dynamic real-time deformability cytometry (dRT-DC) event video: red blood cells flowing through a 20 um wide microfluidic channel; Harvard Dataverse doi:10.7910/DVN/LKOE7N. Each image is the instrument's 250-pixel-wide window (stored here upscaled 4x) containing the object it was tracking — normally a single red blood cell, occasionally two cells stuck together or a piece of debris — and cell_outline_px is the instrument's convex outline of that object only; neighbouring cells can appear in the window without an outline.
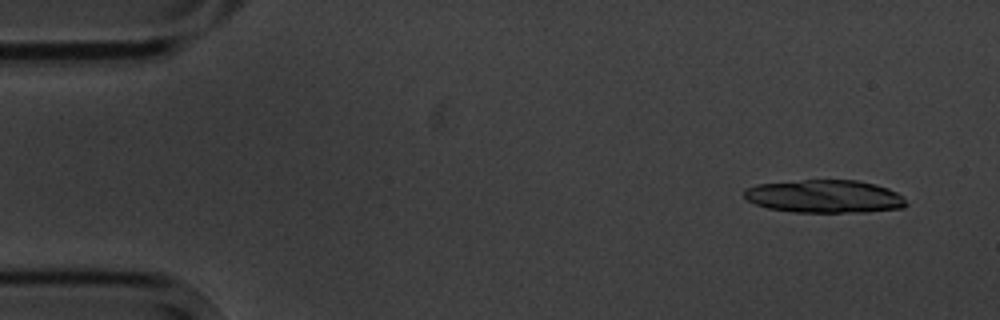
{"species": "common noctule bat (a hibernating species)", "species_latin": "Nyctalus noctula", "temperature_condition": "cold", "stored_images_in_passage": 10, "camera_frame_rate_fps": 3000, "um_per_image_px": 0.085, "animal": {"sex": "male", "body_mass_g": 20.1, "forearm_length_mm": 53.5}, "frame": {"image": 1, "passage_image": 1, "time_ms": 0.0, "image_size_px": [1000, 320], "cell_outline_px": [[908, 204], [904, 208], [864, 212], [792, 212], [768, 208], [756, 204], [748, 200], [744, 196], [744, 192], [748, 188], [756, 184], [804, 180], [856, 180], [876, 184], [888, 188], [896, 192]], "centroid_in_image_um": [70.1, 16.7], "position_along_channel_um": 14.9, "area_um2": 31.04}}
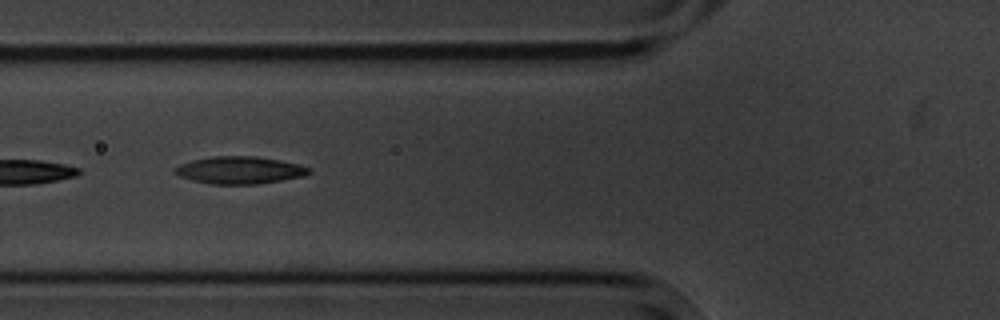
{"frame": {"image": 2, "passage_image": 5, "time_ms": 5.667, "image_size_px": [1000, 320], "cell_outline_px": [[312, 172], [304, 176], [256, 184], [212, 184], [192, 180], [180, 176], [172, 172], [180, 164], [192, 160], [212, 156], [256, 156], [280, 160], [296, 164], [308, 168]], "centroid_in_image_um": [20.34, 14.46], "position_along_channel_um": 105.5, "area_um2": 21.15}}
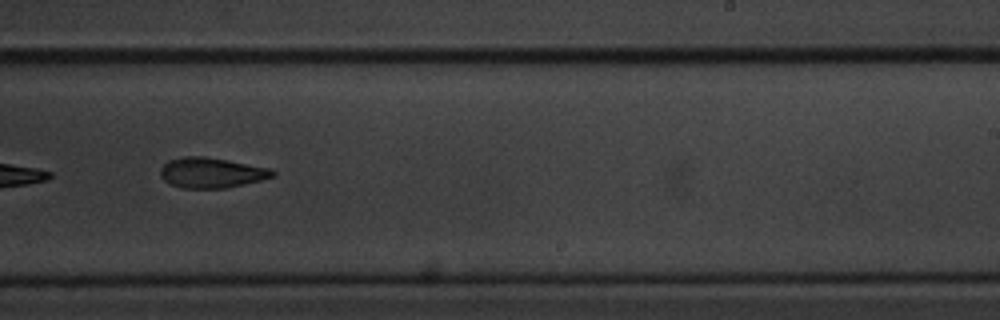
{"frame": {"image": 3, "passage_image": 9, "time_ms": 10.333, "image_size_px": [1000, 320], "cell_outline_px": [[276, 176], [260, 180], [224, 188], [184, 188], [172, 184], [164, 180], [160, 176], [160, 168], [168, 160], [184, 156], [204, 156], [228, 160], [268, 168], [276, 172]], "centroid_in_image_um": [17.95, 14.67], "position_along_channel_um": 271.1, "area_um2": 19.65}}